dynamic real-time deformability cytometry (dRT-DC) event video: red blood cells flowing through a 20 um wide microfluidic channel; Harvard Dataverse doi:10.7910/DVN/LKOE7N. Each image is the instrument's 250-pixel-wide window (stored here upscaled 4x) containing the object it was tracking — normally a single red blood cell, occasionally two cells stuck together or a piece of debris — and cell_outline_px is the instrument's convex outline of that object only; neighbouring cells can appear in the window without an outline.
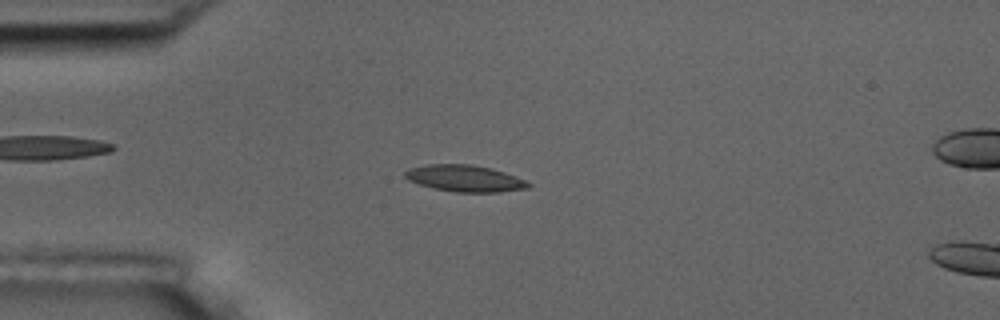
{"species": "common noctule bat (a hibernating species)", "species_latin": "Nyctalus noctula", "temperature_condition": "room temperature", "stored_images_in_passage": 44, "camera_frame_rate_fps": 3000, "um_per_image_px": 0.085, "animal": {"sex": "male", "body_mass_g": 17.5, "forearm_length_mm": 52.3}, "frame": {"image": 1, "passage_image": 14, "time_ms": 4.333, "image_size_px": [1000, 320], "cell_outline_px": [[532, 184], [528, 188], [500, 192], [456, 192], [432, 188], [408, 180], [404, 176], [404, 172], [408, 168], [424, 164], [472, 164], [492, 168], [504, 172], [524, 180]], "centroid_in_image_um": [39.47, 15.15], "position_along_channel_um": 45.5, "area_um2": 19.19}}
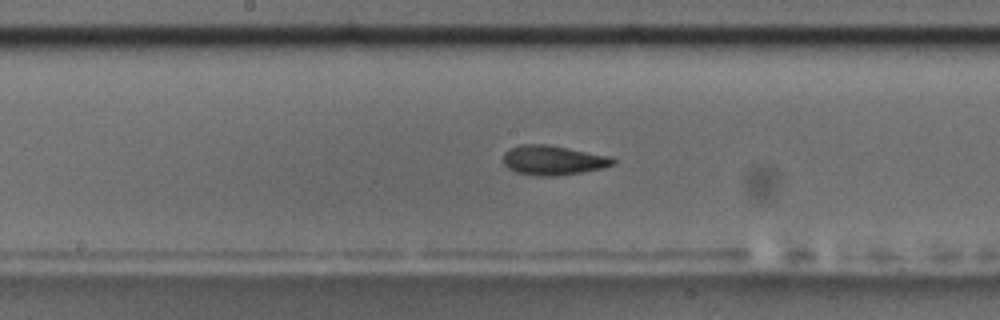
{"frame": {"image": 2, "passage_image": 28, "time_ms": 9.0, "image_size_px": [1000, 320], "cell_outline_px": [[616, 164], [604, 168], [556, 176], [540, 176], [516, 172], [508, 168], [504, 164], [504, 152], [520, 144], [548, 144], [612, 156], [616, 160]], "centroid_in_image_um": [47.06, 13.61], "position_along_channel_um": 201.1, "area_um2": 19.02}}
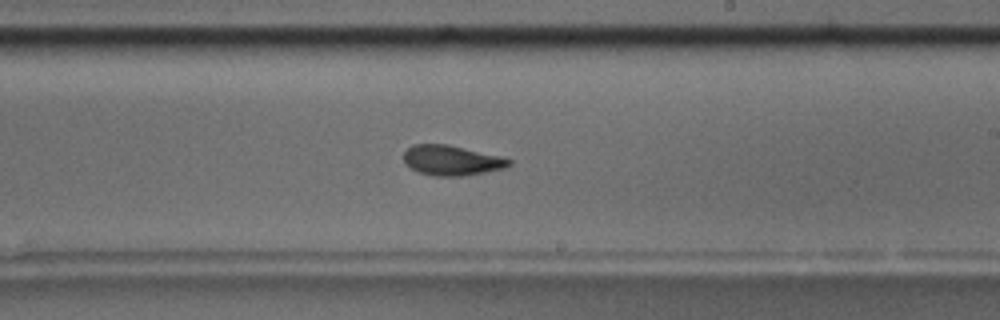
{"frame": {"image": 3, "passage_image": 32, "time_ms": 10.333, "image_size_px": [1000, 320], "cell_outline_px": [[512, 164], [504, 168], [464, 176], [436, 176], [420, 172], [404, 164], [404, 152], [412, 144], [448, 144], [500, 156], [512, 160]], "centroid_in_image_um": [38.39, 13.62], "position_along_channel_um": 250.6, "area_um2": 18.38}, "authors_computed_cell_mechanics": {"area_um2": 17.918, "velocity_mm_per_s": 3.7245, "shape_relaxation_time_tau1_ms": 4.5333, "shape_relaxation_time_tau2_ms": 3.5455, "deformation_change_tau1": 0.1611, "deformation_change_tau2": 0.1005}}